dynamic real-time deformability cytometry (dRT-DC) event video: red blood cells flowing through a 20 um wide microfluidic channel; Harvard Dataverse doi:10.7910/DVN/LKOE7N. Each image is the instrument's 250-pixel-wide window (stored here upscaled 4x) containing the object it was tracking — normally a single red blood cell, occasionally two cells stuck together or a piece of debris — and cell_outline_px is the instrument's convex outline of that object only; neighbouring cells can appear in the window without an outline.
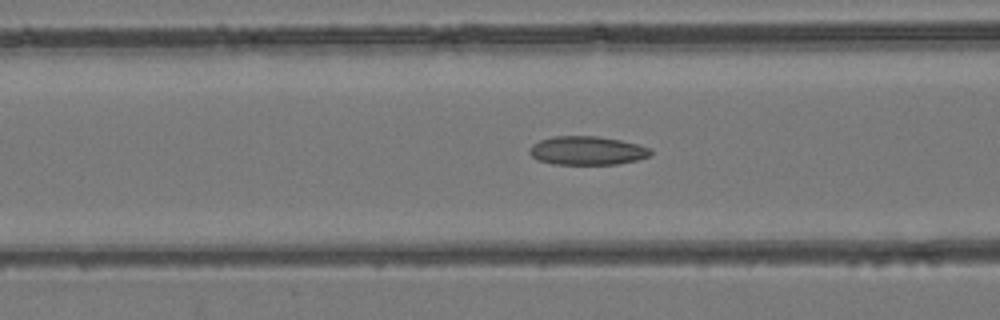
{"species": "common noctule bat (a hibernating species)", "species_latin": "Nyctalus noctula", "temperature_condition": "room temperature", "stored_images_in_passage": 50, "camera_frame_rate_fps": 3000, "um_per_image_px": 0.085, "animal": {"sex": "female", "body_mass_g": 24.6, "forearm_length_mm": 56.2}, "frame": {"image": 1, "passage_image": 20, "time_ms": 6.333, "image_size_px": [1000, 320], "cell_outline_px": [[652, 152], [648, 156], [636, 160], [616, 164], [552, 164], [536, 160], [528, 152], [532, 144], [540, 140], [552, 136], [596, 136], [620, 140], [652, 148]], "centroid_in_image_um": [49.87, 12.8], "position_along_channel_um": 116.7, "area_um2": 20.23}}
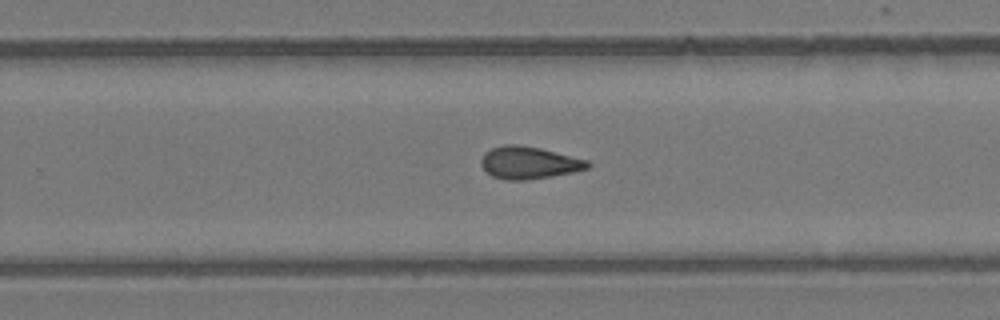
{"frame": {"image": 2, "passage_image": 32, "time_ms": 10.333, "image_size_px": [1000, 320], "cell_outline_px": [[592, 164], [588, 168], [572, 172], [552, 176], [524, 180], [504, 180], [492, 176], [480, 164], [480, 160], [484, 152], [492, 148], [504, 144], [516, 144], [540, 148], [588, 160]], "centroid_in_image_um": [44.94, 13.82], "position_along_channel_um": 284.9, "area_um2": 20.06}}
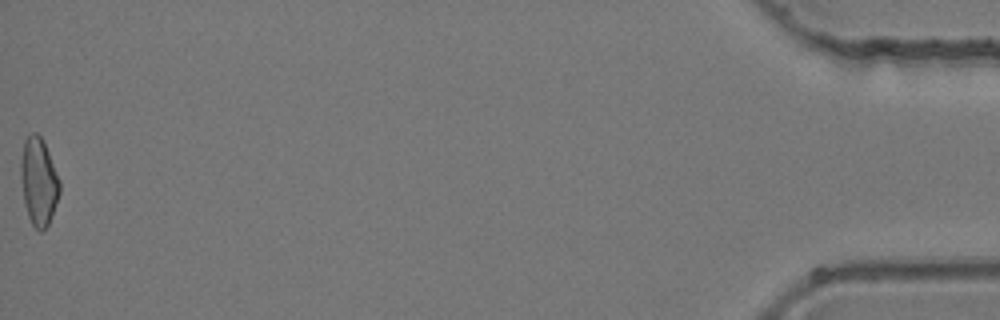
{"frame": {"image": 3, "passage_image": 50, "time_ms": 16.333, "image_size_px": [1000, 320], "cell_outline_px": [[60, 192], [48, 224], [40, 232], [32, 224], [28, 216], [24, 204], [20, 176], [20, 160], [24, 140], [32, 132], [36, 132], [40, 136], [48, 152], [60, 180]], "centroid_in_image_um": [3.26, 15.42], "position_along_channel_um": 431.9, "area_um2": 19.71}}